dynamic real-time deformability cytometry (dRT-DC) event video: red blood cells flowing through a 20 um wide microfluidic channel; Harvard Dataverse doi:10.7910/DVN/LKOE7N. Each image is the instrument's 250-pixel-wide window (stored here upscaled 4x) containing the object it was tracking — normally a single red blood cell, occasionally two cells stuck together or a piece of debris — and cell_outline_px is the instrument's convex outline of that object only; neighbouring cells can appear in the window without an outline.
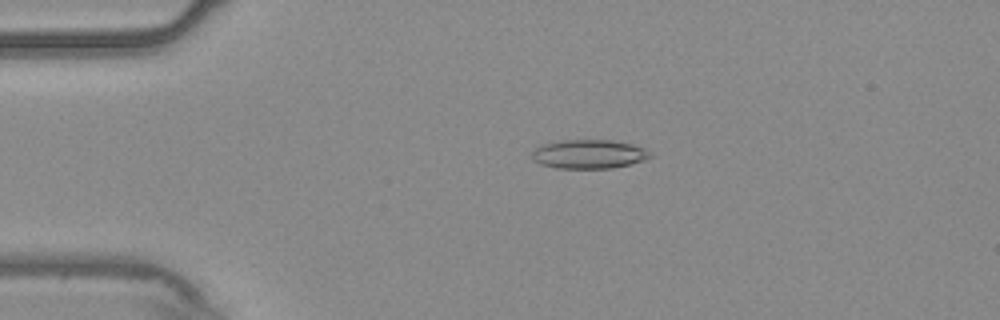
{"species": "common noctule bat (a hibernating species)", "species_latin": "Nyctalus noctula", "temperature_condition": "warm", "stored_images_in_passage": 34, "camera_frame_rate_fps": 3000, "um_per_image_px": 0.085, "animal": {"sex": "male", "body_mass_g": 20.4}, "frame": {"image": 1, "passage_image": 12, "time_ms": 3.667, "image_size_px": [1000, 320], "cell_outline_px": [[652, 156], [644, 160], [612, 168], [556, 168], [540, 164], [532, 160], [532, 152], [540, 144], [560, 140], [612, 140], [632, 144], [644, 148]], "centroid_in_image_um": [50.0, 13.09], "position_along_channel_um": 35.0, "area_um2": 19.94}}
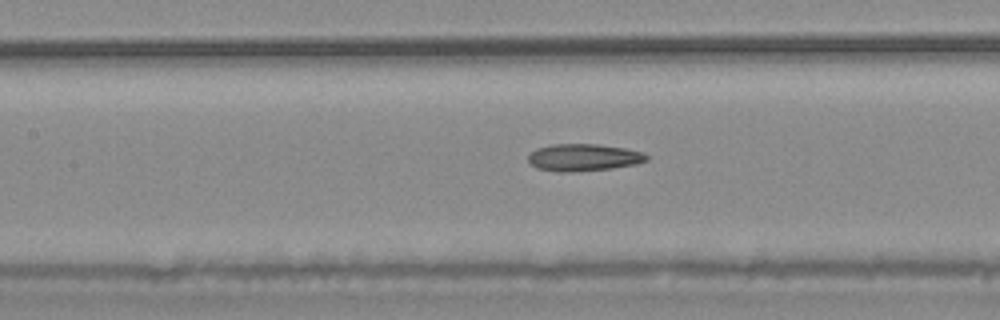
{"frame": {"image": 2, "passage_image": 25, "time_ms": 8.0, "image_size_px": [1000, 320], "cell_outline_px": [[648, 160], [636, 164], [612, 168], [572, 172], [556, 172], [536, 168], [528, 160], [528, 156], [536, 148], [552, 144], [596, 144], [624, 148], [644, 152], [648, 156]], "centroid_in_image_um": [49.6, 13.38], "position_along_channel_um": 157.8, "area_um2": 18.79}}
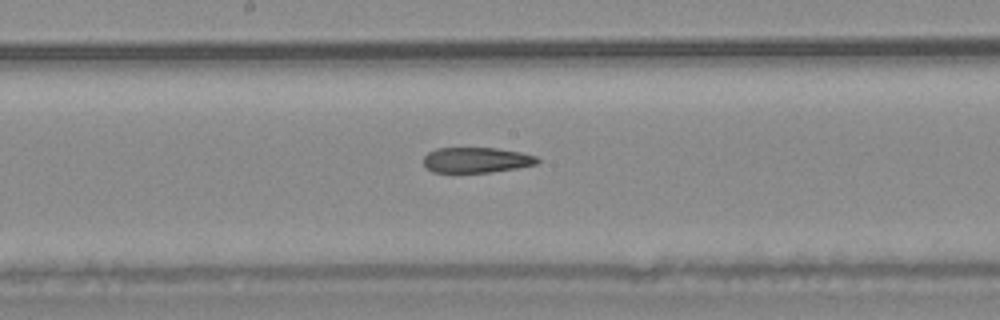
{"frame": {"image": 3, "passage_image": 29, "time_ms": 9.333, "image_size_px": [1000, 320], "cell_outline_px": [[540, 160], [536, 164], [516, 168], [492, 172], [432, 172], [424, 164], [424, 156], [428, 152], [436, 148], [496, 148], [520, 152], [536, 156]], "centroid_in_image_um": [40.49, 13.6], "position_along_channel_um": 207.7, "area_um2": 16.76}}